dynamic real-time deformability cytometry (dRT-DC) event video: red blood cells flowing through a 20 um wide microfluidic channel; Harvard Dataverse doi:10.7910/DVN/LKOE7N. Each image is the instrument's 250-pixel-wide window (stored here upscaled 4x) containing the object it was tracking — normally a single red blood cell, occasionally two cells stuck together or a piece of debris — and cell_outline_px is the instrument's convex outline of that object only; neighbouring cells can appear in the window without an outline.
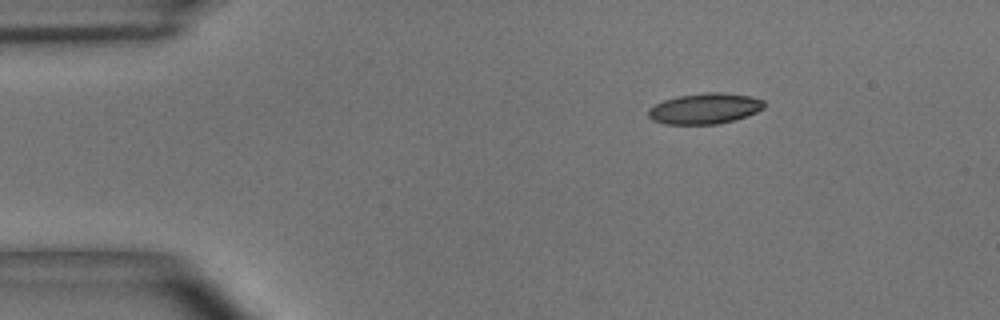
{"species": "common noctule bat (a hibernating species)", "species_latin": "Nyctalus noctula", "temperature_condition": "room temperature", "stored_images_in_passage": 47, "camera_frame_rate_fps": 3000, "um_per_image_px": 0.085, "animal": {"sex": "male", "body_mass_g": 15.6}, "frame": {"image": 1, "passage_image": 1, "time_ms": 0.0, "image_size_px": [1000, 320], "cell_outline_px": [[764, 108], [756, 112], [736, 120], [716, 124], [664, 124], [652, 120], [648, 116], [648, 108], [664, 100], [676, 96], [704, 92], [724, 92], [748, 96], [764, 100]], "centroid_in_image_um": [59.89, 9.22], "position_along_channel_um": 25.1, "area_um2": 20.87}}
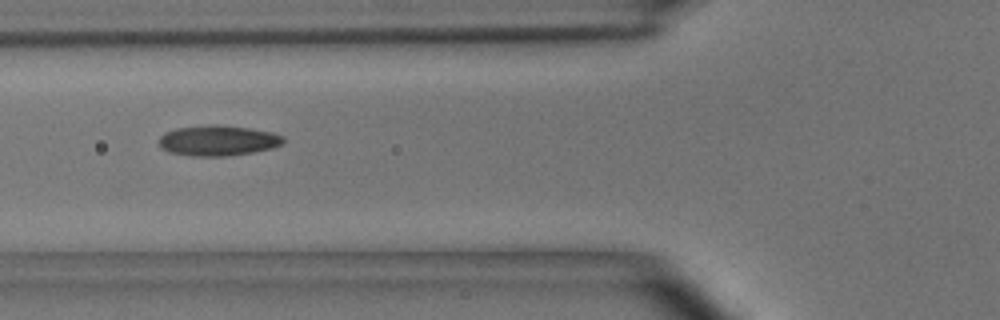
{"frame": {"image": 2, "passage_image": 13, "time_ms": 4.0, "image_size_px": [1000, 320], "cell_outline_px": [[284, 144], [272, 148], [252, 152], [228, 156], [192, 156], [168, 152], [160, 148], [160, 136], [164, 132], [176, 128], [212, 124], [216, 124], [248, 128], [272, 132], [284, 136]], "centroid_in_image_um": [18.52, 11.95], "position_along_channel_um": 107.3, "area_um2": 22.2}}
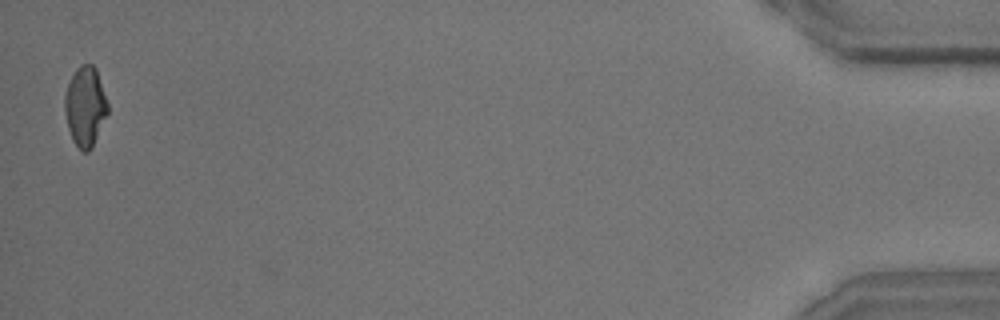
{"frame": {"image": 3, "passage_image": 47, "time_ms": 15.333, "image_size_px": [1000, 320], "cell_outline_px": [[108, 112], [92, 148], [88, 152], [84, 152], [72, 140], [68, 128], [64, 108], [64, 96], [68, 84], [76, 68], [80, 64], [92, 64], [96, 68], [108, 104]], "centroid_in_image_um": [7.24, 9.04], "position_along_channel_um": 428.0, "area_um2": 19.88}, "authors_computed_cell_mechanics": {"area_um2": 20.8658, "velocity_mm_per_s": 3.618, "shape_relaxation_time_tau1_ms": null, "shape_relaxation_time_tau2_ms": 2.5215, "deformation_change_tau1": null, "deformation_change_tau2": 0.0883}}